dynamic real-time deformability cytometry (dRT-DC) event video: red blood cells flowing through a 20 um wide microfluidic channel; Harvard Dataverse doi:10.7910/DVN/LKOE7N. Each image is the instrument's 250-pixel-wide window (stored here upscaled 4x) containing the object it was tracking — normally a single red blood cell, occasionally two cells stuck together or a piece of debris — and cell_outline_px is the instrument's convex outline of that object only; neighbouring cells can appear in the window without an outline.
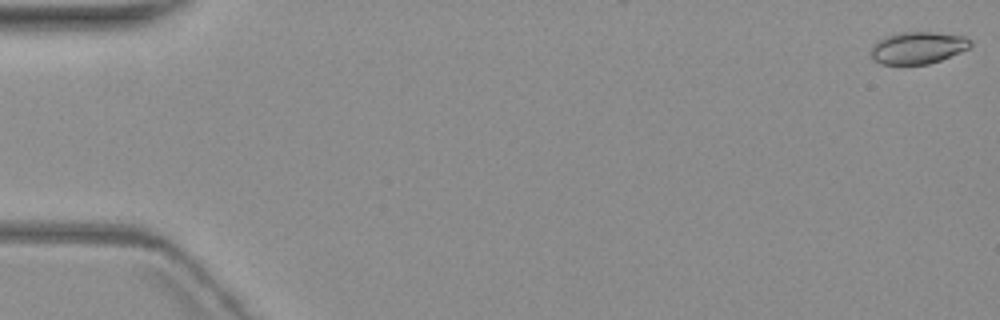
{"species": "common noctule bat (a hibernating species)", "species_latin": "Nyctalus noctula", "temperature_condition": "warm", "stored_images_in_passage": 7, "camera_frame_rate_fps": 3000, "um_per_image_px": 0.085, "animal": {"sex": "female", "body_mass_g": 19.3, "forearm_length_mm": 54.1}, "frame": {"image": 1, "passage_image": 1, "time_ms": 0.0, "image_size_px": [1000, 320], "cell_outline_px": [[972, 44], [968, 48], [960, 52], [940, 60], [928, 64], [880, 64], [868, 52], [884, 36], [904, 32], [936, 32], [964, 36], [972, 40]], "centroid_in_image_um": [78.04, 4.05], "position_along_channel_um": 7.0, "area_um2": 18.44}}
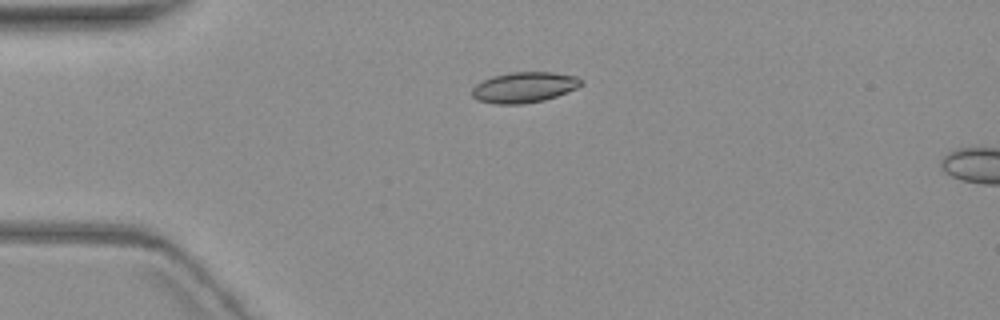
{"frame": {"image": 2, "passage_image": 5, "time_ms": 4.667, "image_size_px": [1000, 320], "cell_outline_px": [[584, 84], [576, 88], [556, 96], [544, 100], [520, 104], [496, 104], [476, 100], [472, 96], [472, 88], [476, 84], [492, 76], [512, 72], [552, 72], [576, 76], [584, 80]], "centroid_in_image_um": [44.56, 7.42], "position_along_channel_um": 40.4, "area_um2": 19.48}}
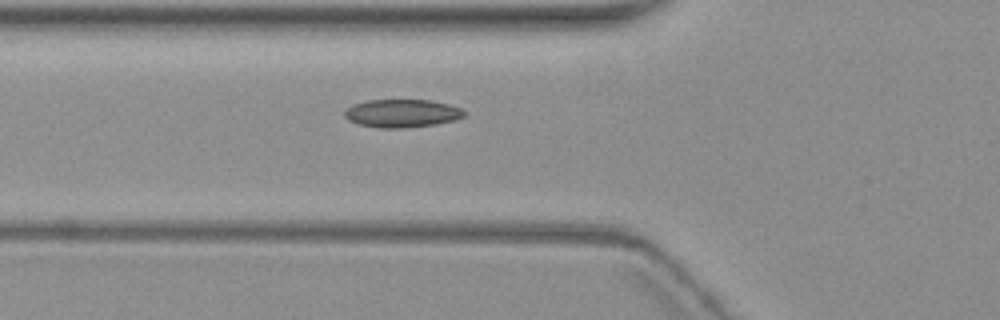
{"frame": {"image": 3, "passage_image": 7, "time_ms": 7.0, "image_size_px": [1000, 320], "cell_outline_px": [[464, 116], [456, 120], [436, 124], [408, 128], [376, 128], [360, 124], [348, 120], [344, 116], [344, 112], [352, 104], [368, 100], [432, 100], [448, 104], [460, 108], [464, 112]], "centroid_in_image_um": [34.16, 9.64], "position_along_channel_um": 91.6, "area_um2": 19.65}}